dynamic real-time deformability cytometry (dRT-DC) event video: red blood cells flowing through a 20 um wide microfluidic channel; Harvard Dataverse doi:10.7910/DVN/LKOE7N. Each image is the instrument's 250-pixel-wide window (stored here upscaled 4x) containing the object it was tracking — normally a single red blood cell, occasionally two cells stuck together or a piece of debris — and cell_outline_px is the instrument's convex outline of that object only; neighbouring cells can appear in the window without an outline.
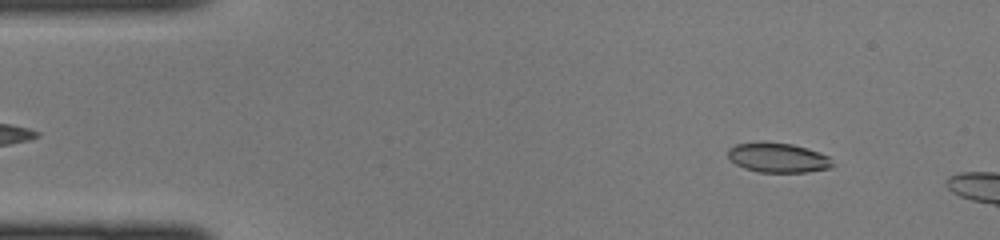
{"species": "common noctule bat (a hibernating species)", "species_latin": "Nyctalus noctula", "temperature_condition": "cold", "stored_images_in_passage": 10, "camera_frame_rate_fps": 3000, "um_per_image_px": 0.085, "animal": {"sex": "female", "body_mass_g": 22.0, "forearm_length_mm": 56.7}, "frame": {"image": 1, "passage_image": 5, "time_ms": 1.333, "image_size_px": [1000, 240], "cell_outline_px": [[836, 164], [832, 168], [808, 172], [760, 172], [744, 168], [728, 160], [728, 148], [736, 144], [760, 140], [764, 140], [792, 144], [808, 148], [828, 156]], "centroid_in_image_um": [66.12, 13.38], "position_along_channel_um": 18.9, "area_um2": 18.61}}